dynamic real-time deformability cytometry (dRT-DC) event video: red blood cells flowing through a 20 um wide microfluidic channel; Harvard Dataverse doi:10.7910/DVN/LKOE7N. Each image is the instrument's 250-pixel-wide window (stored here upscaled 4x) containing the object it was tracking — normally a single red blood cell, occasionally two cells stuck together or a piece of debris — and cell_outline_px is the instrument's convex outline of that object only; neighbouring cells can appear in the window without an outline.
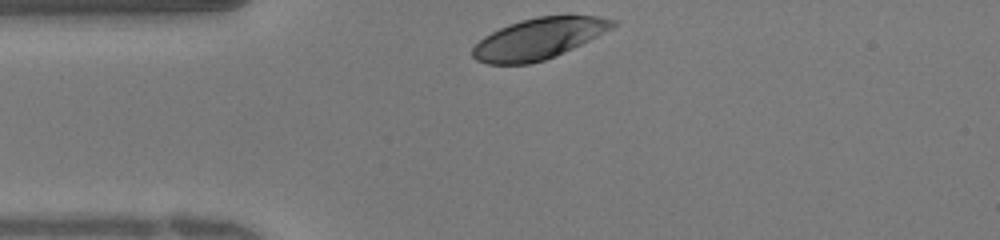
{"species": "human", "species_latin": "Homo sapiens", "temperature_condition": "warm", "stored_images_in_passage": 23, "camera_frame_rate_fps": 3000, "um_per_image_px": 0.085, "donor": {"sex": "female"}, "frame": {"image": 1, "passage_image": 1, "time_ms": 0.0, "image_size_px": [1000, 240], "cell_outline_px": [[616, 24], [612, 28], [556, 56], [544, 60], [528, 64], [488, 64], [476, 60], [472, 56], [472, 48], [484, 36], [508, 24], [520, 20], [536, 16], [600, 16], [616, 20]], "centroid_in_image_um": [45.75, 3.28], "position_along_channel_um": 39.2, "area_um2": 33.18}}
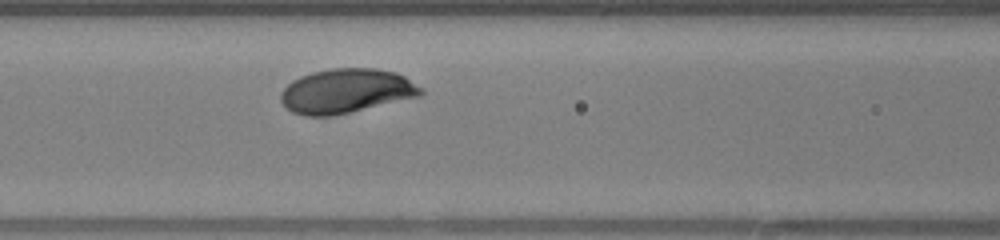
{"frame": {"image": 2, "passage_image": 8, "time_ms": 2.333, "image_size_px": [1000, 240], "cell_outline_px": [[424, 92], [420, 96], [332, 116], [304, 116], [292, 112], [280, 100], [280, 92], [292, 80], [300, 76], [312, 72], [332, 68], [376, 68], [396, 72], [404, 76], [424, 88]], "centroid_in_image_um": [29.43, 7.73], "position_along_channel_um": 137.2, "area_um2": 36.3}}
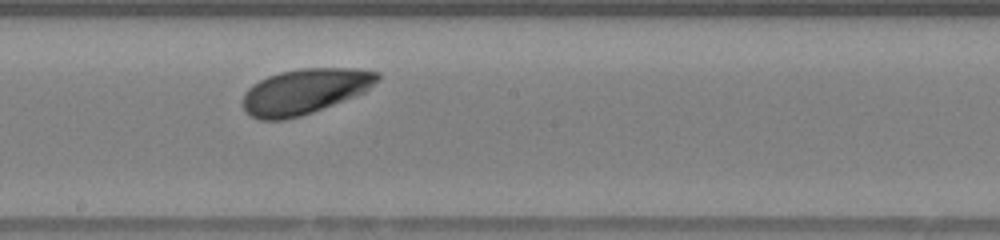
{"frame": {"image": 3, "passage_image": 13, "time_ms": 4.0, "image_size_px": [1000, 240], "cell_outline_px": [[380, 76], [364, 92], [356, 96], [312, 112], [300, 116], [284, 120], [260, 120], [244, 112], [240, 104], [240, 100], [244, 92], [252, 84], [268, 76], [280, 72], [300, 68], [356, 68], [380, 72]], "centroid_in_image_um": [25.83, 7.77], "position_along_channel_um": 222.4, "area_um2": 35.78}}